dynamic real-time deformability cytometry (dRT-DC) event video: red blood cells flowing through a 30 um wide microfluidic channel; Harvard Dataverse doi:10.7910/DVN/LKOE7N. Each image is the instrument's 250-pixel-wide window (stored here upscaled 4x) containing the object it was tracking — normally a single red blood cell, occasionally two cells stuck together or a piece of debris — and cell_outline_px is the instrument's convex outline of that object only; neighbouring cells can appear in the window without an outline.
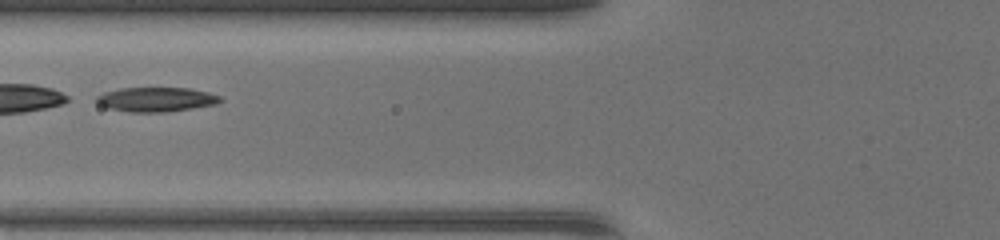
{"species": "common noctule bat (a hibernating species)", "species_latin": "Nyctalus noctula", "temperature_condition": "warm", "stored_images_in_passage": 40, "segment_of_instrument_passage": [2, 2], "camera_frame_rate_fps": 3000, "um_per_image_px": 0.085, "animal": {"sex": "female", "body_mass_g": 17.0, "forearm_length_mm": 48.0}, "frame": {"image": 1, "passage_image": 13, "time_ms": 4.0, "image_size_px": [1000, 240], "cell_outline_px": [[224, 100], [216, 104], [192, 108], [164, 112], [128, 112], [108, 108], [100, 104], [96, 100], [96, 96], [104, 92], [120, 88], [188, 88], [208, 92], [220, 96]], "centroid_in_image_um": [13.28, 8.45], "position_along_channel_um": 112.5, "area_um2": 17.57}}
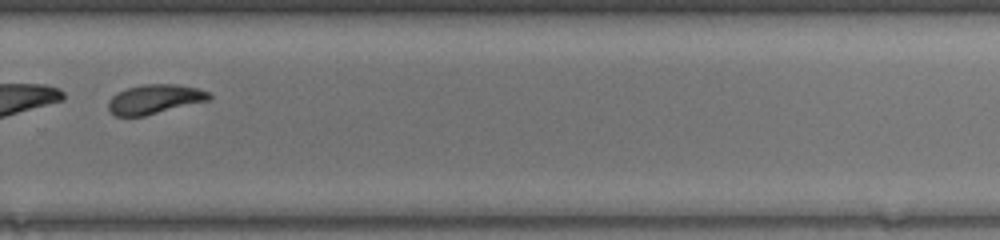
{"frame": {"image": 2, "passage_image": 27, "time_ms": 8.667, "image_size_px": [1000, 240], "cell_outline_px": [[212, 96], [208, 100], [144, 116], [116, 116], [108, 108], [108, 100], [112, 96], [128, 88], [144, 84], [176, 84], [196, 88], [208, 92]], "centroid_in_image_um": [13.13, 8.43], "position_along_channel_um": 316.7, "area_um2": 16.94}}